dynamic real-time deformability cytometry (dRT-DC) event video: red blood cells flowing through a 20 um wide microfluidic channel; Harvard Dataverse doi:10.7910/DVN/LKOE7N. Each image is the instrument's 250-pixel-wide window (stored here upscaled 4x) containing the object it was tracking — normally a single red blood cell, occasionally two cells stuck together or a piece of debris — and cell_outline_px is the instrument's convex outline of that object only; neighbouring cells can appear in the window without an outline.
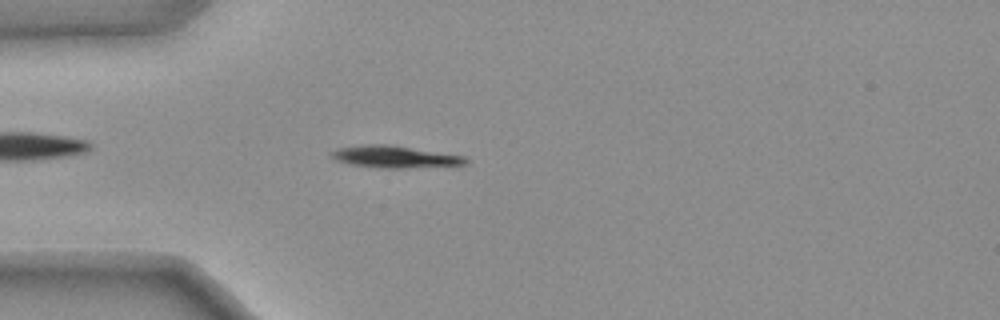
{"species": "common noctule bat (a hibernating species)", "species_latin": "Nyctalus noctula", "temperature_condition": "warm", "stored_images_in_passage": 44, "camera_frame_rate_fps": 3000, "um_per_image_px": 0.085, "animal": {"sex": "female", "body_mass_g": 25.1}, "frame": {"image": 1, "passage_image": 15, "time_ms": 4.667, "image_size_px": [1000, 320], "cell_outline_px": [[468, 160], [464, 164], [404, 168], [380, 168], [348, 164], [336, 160], [328, 152], [336, 148], [368, 144], [388, 144], [464, 156]], "centroid_in_image_um": [33.47, 13.32], "position_along_channel_um": 51.5, "area_um2": 17.05}}
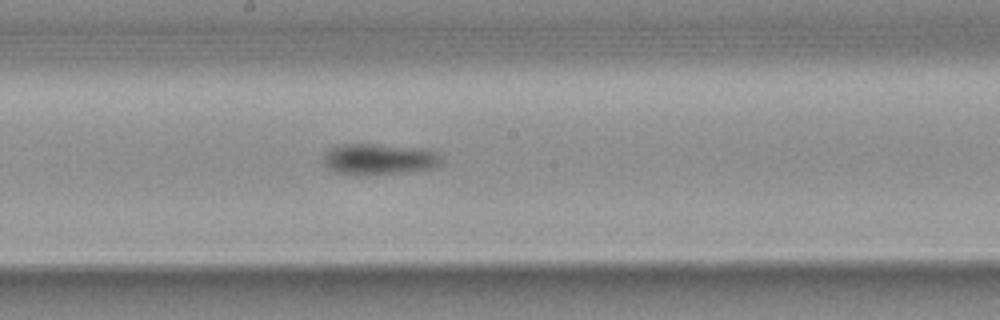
{"frame": {"image": 2, "passage_image": 29, "time_ms": 9.333, "image_size_px": [1000, 320], "cell_outline_px": [[440, 168], [400, 172], [332, 172], [324, 164], [324, 152], [332, 148], [344, 144], [376, 144], [424, 148], [436, 152], [440, 160]], "centroid_in_image_um": [32.27, 13.48], "position_along_channel_um": 215.9, "area_um2": 20.58}}
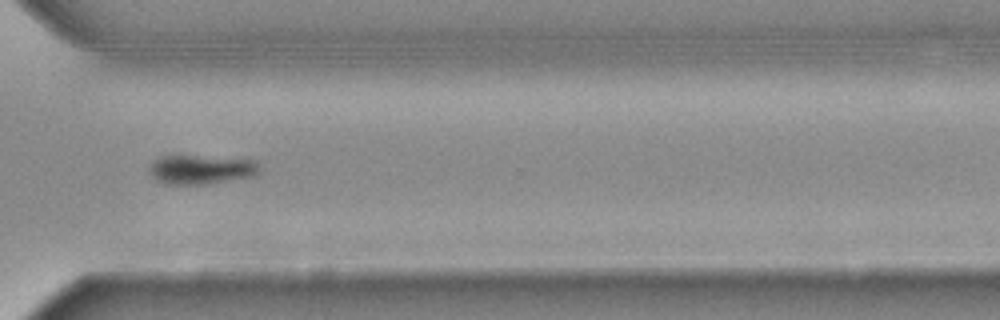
{"frame": {"image": 3, "passage_image": 40, "time_ms": 13.0, "image_size_px": [1000, 320], "cell_outline_px": [[260, 172], [256, 176], [204, 184], [168, 184], [156, 180], [148, 172], [148, 168], [152, 160], [156, 156], [196, 156], [256, 160], [260, 168]], "centroid_in_image_um": [17.07, 14.4], "position_along_channel_um": 353.5, "area_um2": 18.84}, "authors_computed_cell_mechanics": {"area_um2": 18.9873, "velocity_mm_per_s": 3.7352, "shape_relaxation_time_tau1_ms": 1.8868, "shape_relaxation_time_tau2_ms": null, "deformation_change_tau1": 0.1692, "deformation_change_tau2": null}}